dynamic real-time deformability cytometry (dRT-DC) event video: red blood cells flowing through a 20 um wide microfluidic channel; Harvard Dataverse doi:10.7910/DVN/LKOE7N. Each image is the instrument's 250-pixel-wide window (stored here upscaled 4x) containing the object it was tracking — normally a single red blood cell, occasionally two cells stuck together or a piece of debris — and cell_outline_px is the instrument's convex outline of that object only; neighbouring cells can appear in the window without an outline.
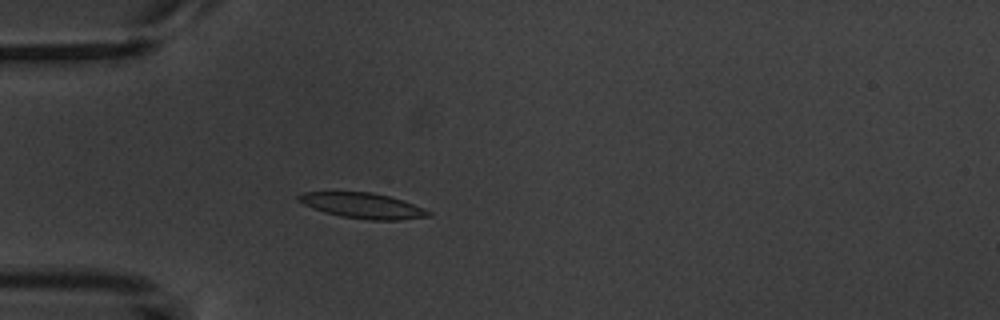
{"species": "common noctule bat (a hibernating species)", "species_latin": "Nyctalus noctula", "temperature_condition": "warm", "stored_images_in_passage": 4, "camera_frame_rate_fps": 3000, "um_per_image_px": 0.085, "animal": {"sex": "male", "body_mass_g": 20.1, "forearm_length_mm": 53.5}, "frame": {"image": 1, "passage_image": 4, "time_ms": 3.667, "image_size_px": [1000, 320], "cell_outline_px": [[432, 216], [400, 220], [368, 220], [340, 216], [324, 212], [312, 208], [296, 200], [296, 196], [300, 192], [372, 192], [388, 196], [424, 208], [432, 212]], "centroid_in_image_um": [30.8, 17.48], "position_along_channel_um": 54.2, "area_um2": 19.31}}